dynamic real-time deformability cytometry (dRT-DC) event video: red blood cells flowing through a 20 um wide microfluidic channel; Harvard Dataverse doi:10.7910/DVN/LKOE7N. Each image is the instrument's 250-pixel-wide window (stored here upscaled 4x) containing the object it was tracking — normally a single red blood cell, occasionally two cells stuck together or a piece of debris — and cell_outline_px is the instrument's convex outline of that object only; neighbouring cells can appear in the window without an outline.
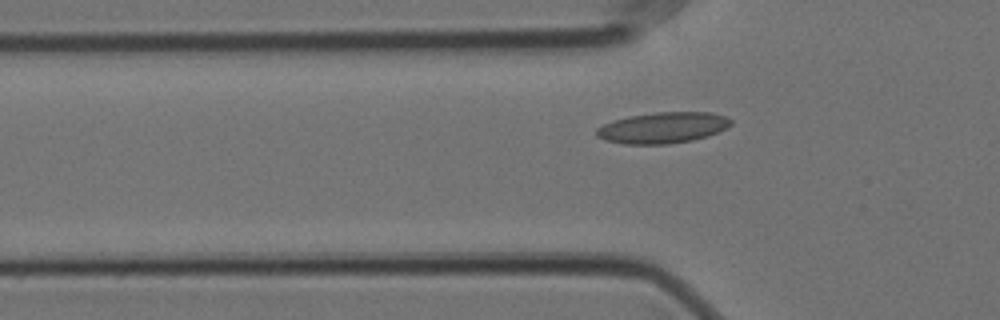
{"species": "Egyptian fruit bat (a non-hibernating species)", "species_latin": "Rousettus aegyptiacus", "temperature_condition": "cold", "stored_images_in_passage": 49, "camera_frame_rate_fps": 3000, "um_per_image_px": 0.085, "animal": {"sex": "female"}, "frame": {"image": 1, "passage_image": 17, "time_ms": 5.333, "image_size_px": [1000, 320], "cell_outline_px": [[732, 124], [708, 136], [692, 140], [668, 144], [624, 144], [604, 140], [596, 136], [596, 128], [612, 120], [628, 116], [656, 112], [712, 112], [724, 116], [732, 120]], "centroid_in_image_um": [56.3, 10.85], "position_along_channel_um": 69.5, "area_um2": 24.33}}
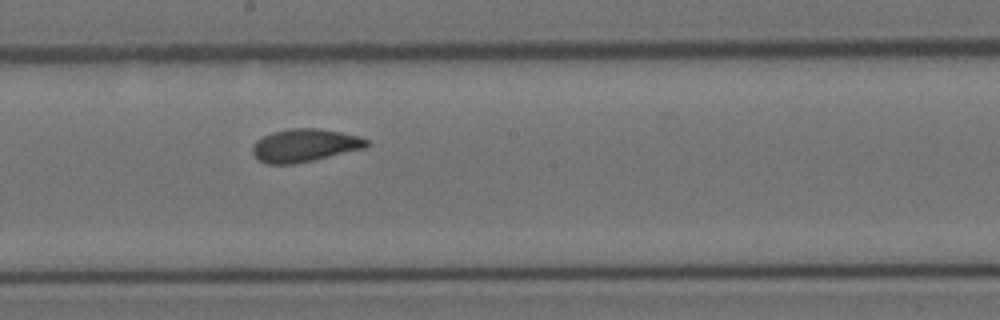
{"frame": {"image": 2, "passage_image": 30, "time_ms": 9.667, "image_size_px": [1000, 320], "cell_outline_px": [[368, 148], [296, 164], [268, 164], [260, 160], [252, 152], [252, 148], [256, 140], [272, 132], [288, 128], [320, 128], [360, 136], [368, 140]], "centroid_in_image_um": [25.94, 12.35], "position_along_channel_um": 222.3, "area_um2": 22.08}}
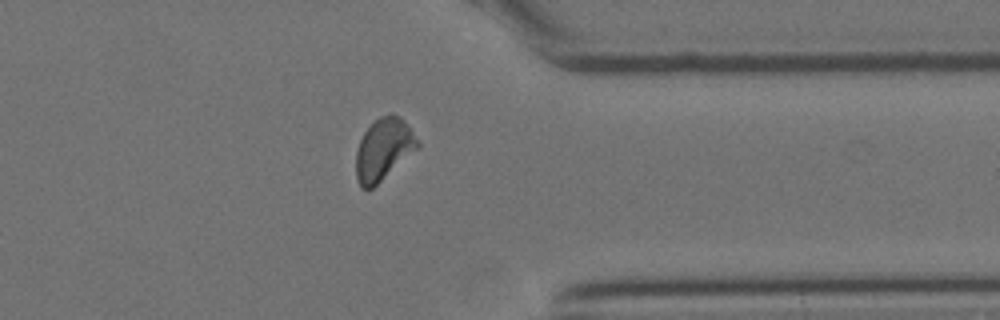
{"frame": {"image": 3, "passage_image": 44, "time_ms": 14.333, "image_size_px": [1000, 320], "cell_outline_px": [[420, 144], [416, 148], [372, 188], [360, 188], [356, 176], [356, 152], [360, 140], [364, 132], [380, 116], [392, 112], [400, 116], [404, 120]], "centroid_in_image_um": [32.56, 12.66], "position_along_channel_um": 378.8, "area_um2": 21.56}}